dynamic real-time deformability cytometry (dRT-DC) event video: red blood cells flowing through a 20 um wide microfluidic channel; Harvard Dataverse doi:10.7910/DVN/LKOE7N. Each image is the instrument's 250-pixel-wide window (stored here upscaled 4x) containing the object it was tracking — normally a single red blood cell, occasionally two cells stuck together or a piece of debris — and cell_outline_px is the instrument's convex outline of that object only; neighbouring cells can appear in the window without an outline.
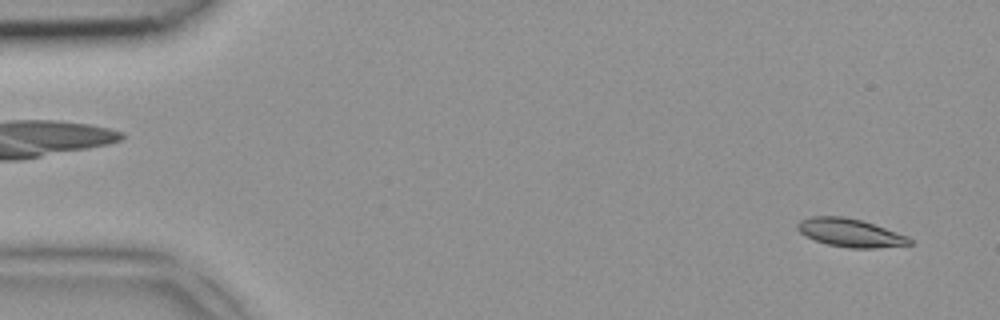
{"species": "common noctule bat (a hibernating species)", "species_latin": "Nyctalus noctula", "temperature_condition": "room temperature", "stored_images_in_passage": 3, "camera_frame_rate_fps": 3000, "um_per_image_px": 0.085, "animal": {"sex": "female", "body_mass_g": 18.4}, "frame": {"image": 1, "passage_image": 3, "time_ms": 0.667, "image_size_px": [1000, 320], "cell_outline_px": [[912, 244], [876, 248], [848, 248], [828, 244], [804, 236], [796, 228], [796, 224], [800, 220], [812, 216], [844, 216], [860, 220], [908, 236], [912, 240]], "centroid_in_image_um": [72.23, 19.78], "position_along_channel_um": 12.8, "area_um2": 18.32}}